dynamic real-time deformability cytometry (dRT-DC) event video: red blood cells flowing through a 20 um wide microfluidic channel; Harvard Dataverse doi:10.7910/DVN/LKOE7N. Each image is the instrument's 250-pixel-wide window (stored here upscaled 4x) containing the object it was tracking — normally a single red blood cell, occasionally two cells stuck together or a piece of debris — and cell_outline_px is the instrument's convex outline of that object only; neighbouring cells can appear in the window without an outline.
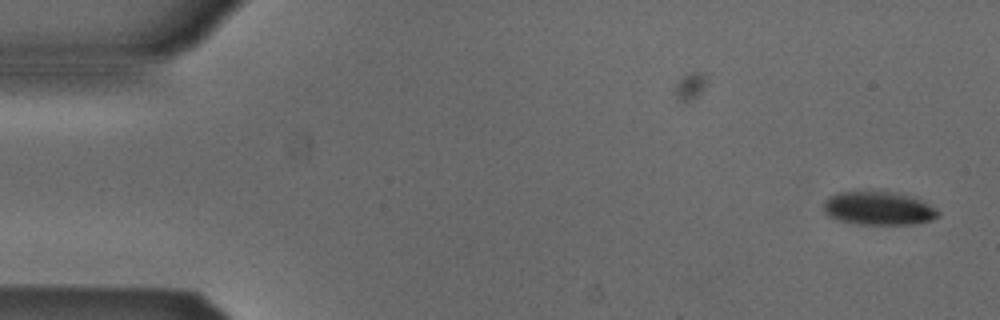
{"species": "Egyptian fruit bat (a non-hibernating species)", "species_latin": "Rousettus aegyptiacus", "temperature_condition": "cold", "stored_images_in_passage": 48, "camera_frame_rate_fps": 3000, "um_per_image_px": 0.085, "animal": {"sex": "male"}, "frame": {"image": 1, "passage_image": 1, "time_ms": 0.0, "image_size_px": [1000, 320], "cell_outline_px": [[940, 216], [932, 220], [916, 224], [856, 224], [836, 220], [828, 216], [824, 212], [824, 200], [828, 196], [836, 192], [888, 192], [920, 200], [936, 208], [940, 212]], "centroid_in_image_um": [74.63, 17.73], "position_along_channel_um": 10.4, "area_um2": 22.2}}
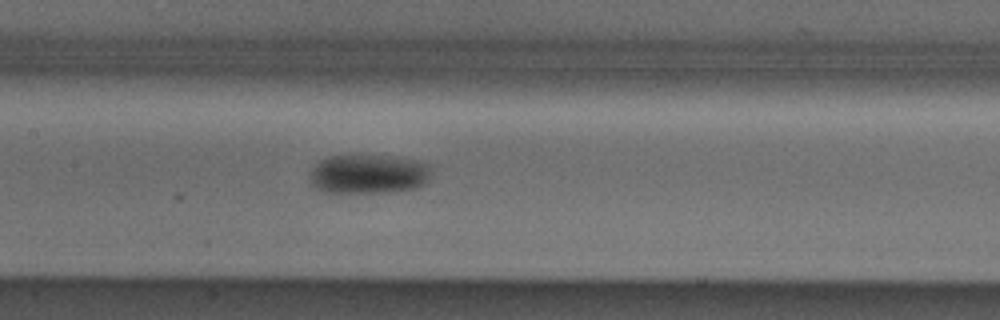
{"frame": {"image": 2, "passage_image": 24, "time_ms": 7.667, "image_size_px": [1000, 320], "cell_outline_px": [[432, 168], [428, 180], [424, 184], [416, 188], [392, 192], [324, 192], [316, 188], [312, 184], [312, 168], [320, 160], [328, 156], [352, 152], [360, 152], [416, 160], [428, 164]], "centroid_in_image_um": [31.33, 14.74], "position_along_channel_um": 176.1, "area_um2": 28.61}}
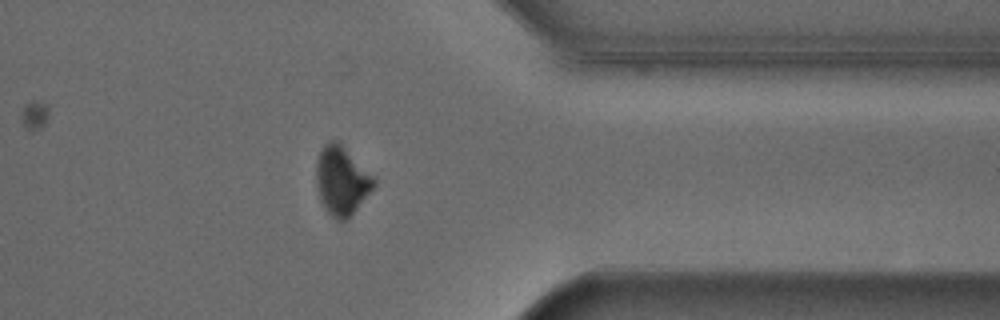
{"frame": {"image": 3, "passage_image": 41, "time_ms": 13.333, "image_size_px": [1000, 320], "cell_outline_px": [[376, 184], [348, 220], [336, 220], [324, 208], [316, 184], [316, 164], [320, 152], [324, 144], [328, 140], [340, 140], [376, 176]], "centroid_in_image_um": [29.08, 15.3], "position_along_channel_um": 382.3, "area_um2": 23.64}, "authors_computed_cell_mechanics": {"area_um2": 25.9233, "velocity_mm_per_s": 3.8575, "shape_relaxation_time_tau1_ms": 2.2629, "shape_relaxation_time_tau2_ms": null, "deformation_change_tau1": 0.0846, "deformation_change_tau2": null}}